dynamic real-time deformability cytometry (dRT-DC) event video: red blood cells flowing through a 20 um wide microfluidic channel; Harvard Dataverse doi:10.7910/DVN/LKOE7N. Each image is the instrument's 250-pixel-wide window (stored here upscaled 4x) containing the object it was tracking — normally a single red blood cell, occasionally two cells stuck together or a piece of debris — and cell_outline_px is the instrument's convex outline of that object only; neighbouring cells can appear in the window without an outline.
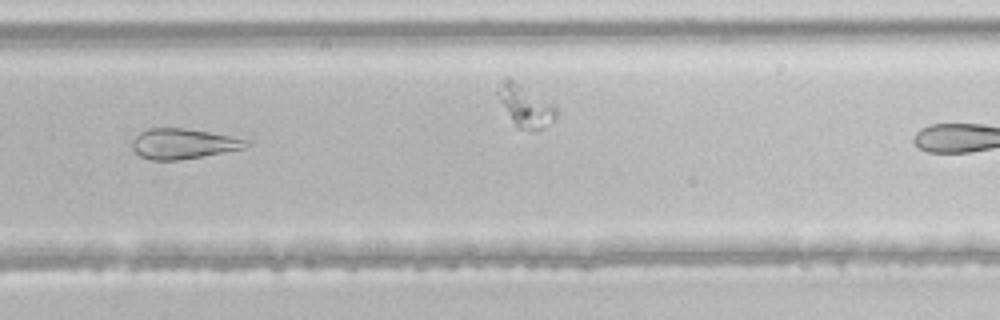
{"species": "common noctule bat (a hibernating species)", "species_latin": "Nyctalus noctula", "temperature_condition": "room temperature", "stored_images_in_passage": 25, "camera_frame_rate_fps": 3000, "um_per_image_px": 0.085, "animal": {"sex": "male", "body_mass_g": 21.5, "forearm_length_mm": 52.0}, "frame": {"image": 1, "passage_image": 18, "time_ms": 5.667, "image_size_px": [1000, 320], "cell_outline_px": [[252, 144], [248, 148], [180, 160], [148, 160], [140, 156], [132, 148], [132, 140], [140, 132], [148, 128], [184, 128], [208, 132], [252, 140]], "centroid_in_image_um": [15.62, 12.22], "position_along_channel_um": 314.2, "area_um2": 20.35}}